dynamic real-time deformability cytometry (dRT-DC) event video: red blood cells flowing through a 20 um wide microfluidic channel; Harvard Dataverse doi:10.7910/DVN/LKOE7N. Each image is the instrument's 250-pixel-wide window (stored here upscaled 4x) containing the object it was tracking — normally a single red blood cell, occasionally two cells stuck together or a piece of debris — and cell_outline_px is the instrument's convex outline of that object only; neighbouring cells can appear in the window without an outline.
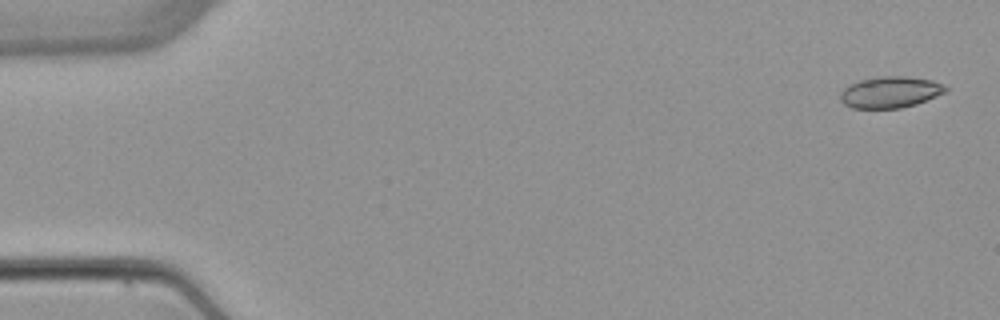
{"species": "common noctule bat (a hibernating species)", "species_latin": "Nyctalus noctula", "temperature_condition": "warm", "stored_images_in_passage": 5, "camera_frame_rate_fps": 3000, "um_per_image_px": 0.085, "animal": {"sex": "female", "body_mass_g": 22.7, "forearm_length_mm": 54.2}, "frame": {"image": 1, "passage_image": 1, "time_ms": 0.0, "image_size_px": [1000, 320], "cell_outline_px": [[948, 92], [916, 104], [900, 108], [852, 108], [844, 104], [840, 100], [840, 92], [848, 84], [860, 80], [880, 76], [908, 76], [932, 80], [944, 84], [948, 88]], "centroid_in_image_um": [75.69, 7.83], "position_along_channel_um": 9.3, "area_um2": 19.48}}
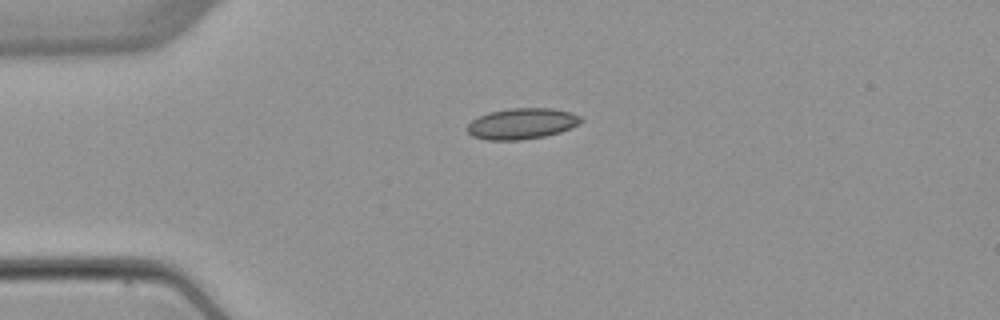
{"frame": {"image": 2, "passage_image": 4, "time_ms": 3.667, "image_size_px": [1000, 320], "cell_outline_px": [[584, 120], [580, 124], [560, 132], [544, 136], [520, 140], [488, 140], [472, 136], [464, 128], [472, 120], [488, 112], [508, 108], [552, 108], [568, 112], [580, 116]], "centroid_in_image_um": [44.34, 10.51], "position_along_channel_um": 40.7, "area_um2": 20.58}}